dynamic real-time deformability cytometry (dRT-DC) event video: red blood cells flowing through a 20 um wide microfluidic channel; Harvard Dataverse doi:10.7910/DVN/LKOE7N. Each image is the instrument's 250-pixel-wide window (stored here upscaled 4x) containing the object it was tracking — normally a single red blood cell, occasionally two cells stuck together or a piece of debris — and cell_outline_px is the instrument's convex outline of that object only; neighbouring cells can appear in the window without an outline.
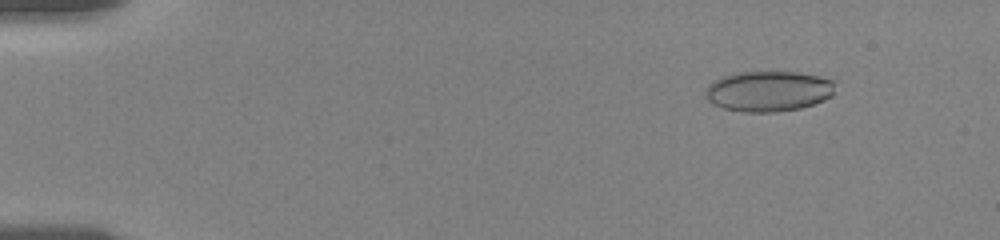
{"species": "human", "species_latin": "Homo sapiens", "temperature_condition": "room temperature", "stored_images_in_passage": 58, "camera_frame_rate_fps": 3000, "um_per_image_px": 0.085, "donor": {"sex": "female"}, "frame": {"image": 1, "passage_image": 8, "time_ms": 1.667, "image_size_px": [1000, 240], "cell_outline_px": [[832, 96], [824, 100], [800, 108], [776, 112], [740, 112], [724, 108], [712, 104], [704, 96], [704, 88], [708, 84], [724, 76], [736, 72], [796, 72], [820, 76], [832, 80]], "centroid_in_image_um": [65.26, 7.76], "position_along_channel_um": 19.7, "area_um2": 30.63}}
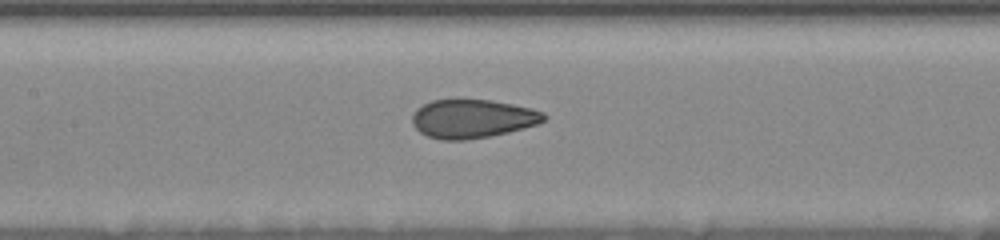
{"frame": {"image": 2, "passage_image": 34, "time_ms": 8.667, "image_size_px": [1000, 240], "cell_outline_px": [[548, 116], [544, 120], [536, 124], [508, 132], [468, 140], [440, 140], [428, 136], [420, 132], [412, 124], [412, 116], [416, 108], [432, 100], [456, 96], [492, 100], [532, 108], [544, 112]], "centroid_in_image_um": [40.12, 10.04], "position_along_channel_um": 167.3, "area_um2": 30.46}}
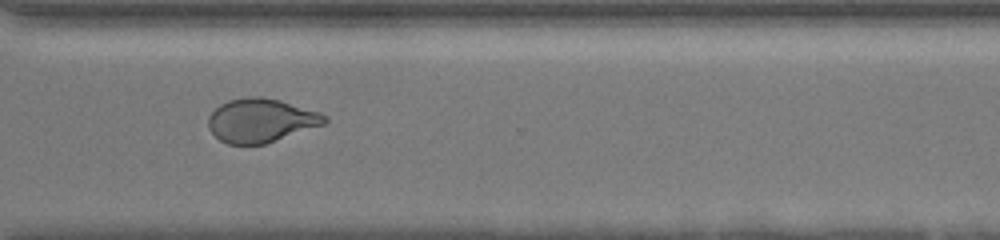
{"frame": {"image": 3, "passage_image": 57, "time_ms": 13.667, "image_size_px": [1000, 240], "cell_outline_px": [[328, 120], [324, 124], [264, 144], [228, 144], [220, 140], [208, 128], [208, 116], [220, 104], [228, 100], [248, 96], [260, 96], [280, 100], [320, 112], [328, 116]], "centroid_in_image_um": [22.17, 10.22], "position_along_channel_um": 348.4, "area_um2": 29.59}}